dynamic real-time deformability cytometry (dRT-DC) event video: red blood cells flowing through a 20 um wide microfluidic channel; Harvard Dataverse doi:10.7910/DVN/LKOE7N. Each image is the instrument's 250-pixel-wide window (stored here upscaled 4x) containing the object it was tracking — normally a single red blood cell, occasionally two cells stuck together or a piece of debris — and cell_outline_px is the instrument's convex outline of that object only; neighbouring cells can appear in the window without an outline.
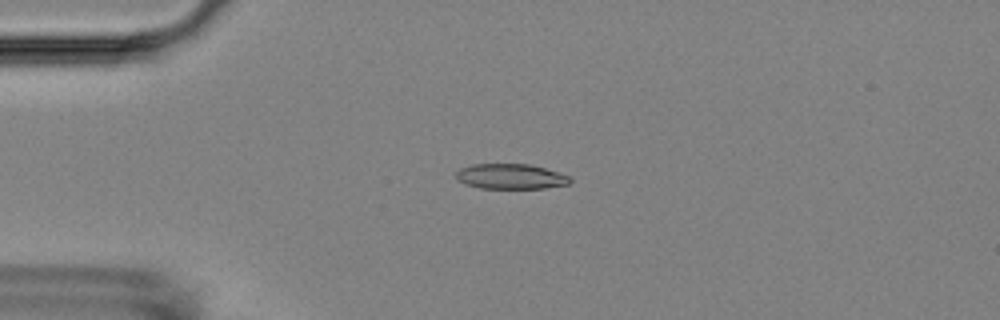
{"species": "Egyptian fruit bat (a non-hibernating species)", "species_latin": "Rousettus aegyptiacus", "temperature_condition": "room temperature", "stored_images_in_passage": 3, "camera_frame_rate_fps": 3000, "um_per_image_px": 0.085, "animal": {"sex": "female"}, "frame": {"image": 1, "passage_image": 2, "time_ms": 1.0, "image_size_px": [1000, 320], "cell_outline_px": [[572, 180], [568, 184], [544, 188], [480, 188], [464, 184], [456, 180], [456, 172], [460, 168], [472, 164], [528, 164], [544, 168], [568, 176]], "centroid_in_image_um": [43.35, 15.0], "position_along_channel_um": 41.7, "area_um2": 16.65}}